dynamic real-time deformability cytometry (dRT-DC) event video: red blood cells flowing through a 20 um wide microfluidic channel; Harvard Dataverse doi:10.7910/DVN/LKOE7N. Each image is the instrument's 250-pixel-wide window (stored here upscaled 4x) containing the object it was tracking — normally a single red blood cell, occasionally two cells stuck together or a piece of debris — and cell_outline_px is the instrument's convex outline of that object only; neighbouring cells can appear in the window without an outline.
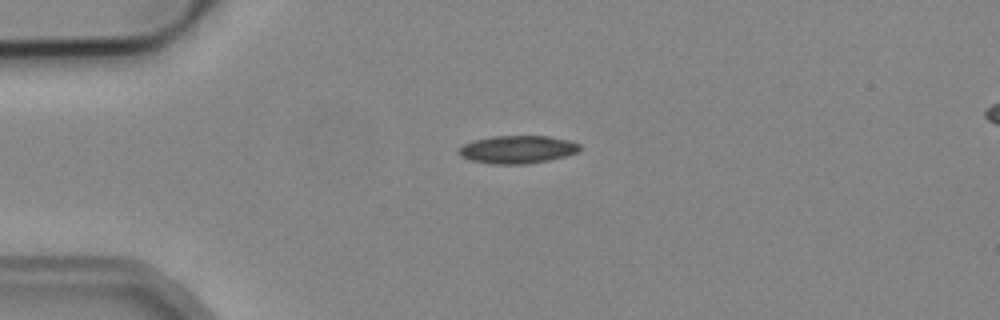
{"species": "common noctule bat (a hibernating species)", "species_latin": "Nyctalus noctula", "temperature_condition": "cold", "stored_images_in_passage": 7, "camera_frame_rate_fps": 3000, "um_per_image_px": 0.085, "animal": {"sex": "male", "body_mass_g": 19.2, "forearm_length_mm": 51.8}, "frame": {"image": 1, "passage_image": 1, "time_ms": 0.0, "image_size_px": [1000, 320], "cell_outline_px": [[580, 148], [576, 152], [564, 156], [548, 160], [524, 164], [492, 164], [472, 160], [460, 156], [456, 152], [464, 144], [472, 140], [492, 136], [548, 136], [568, 140], [580, 144]], "centroid_in_image_um": [43.94, 12.7], "position_along_channel_um": 41.1, "area_um2": 19.54}}
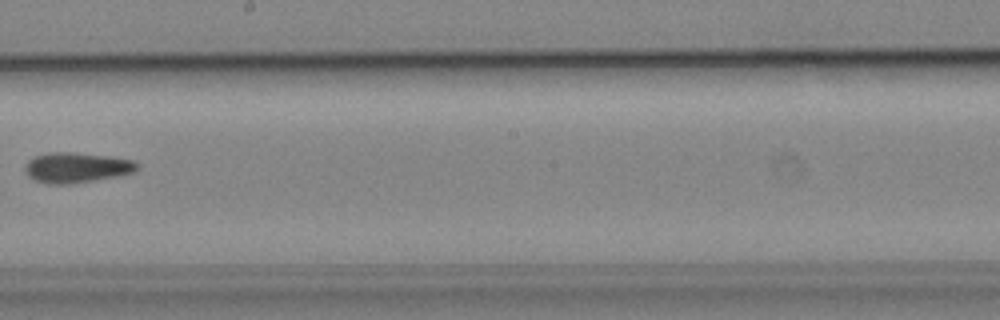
{"frame": {"image": 2, "passage_image": 6, "time_ms": 6.0, "image_size_px": [1000, 320], "cell_outline_px": [[140, 168], [132, 172], [116, 176], [72, 184], [48, 184], [36, 180], [28, 176], [24, 168], [24, 164], [28, 160], [36, 156], [48, 152], [72, 152], [112, 156], [136, 160], [140, 164]], "centroid_in_image_um": [6.53, 14.23], "position_along_channel_um": 241.7, "area_um2": 20.0}}
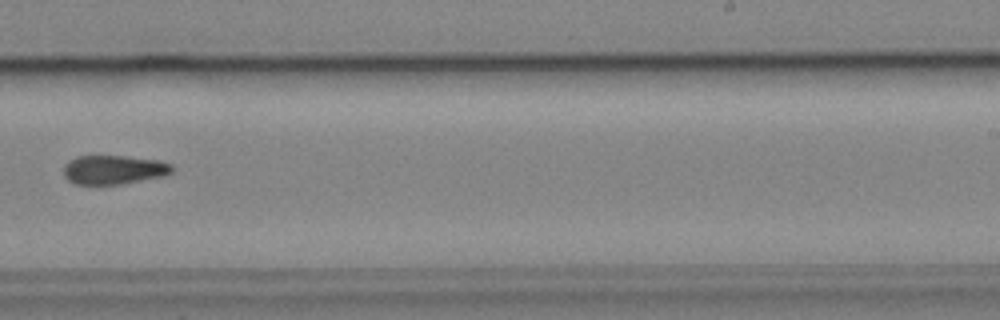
{"frame": {"image": 3, "passage_image": 7, "time_ms": 7.0, "image_size_px": [1000, 320], "cell_outline_px": [[172, 172], [164, 176], [124, 184], [76, 184], [68, 180], [64, 176], [64, 164], [68, 160], [76, 156], [124, 156], [156, 160], [172, 164]], "centroid_in_image_um": [9.65, 14.43], "position_along_channel_um": 279.4, "area_um2": 18.38}}